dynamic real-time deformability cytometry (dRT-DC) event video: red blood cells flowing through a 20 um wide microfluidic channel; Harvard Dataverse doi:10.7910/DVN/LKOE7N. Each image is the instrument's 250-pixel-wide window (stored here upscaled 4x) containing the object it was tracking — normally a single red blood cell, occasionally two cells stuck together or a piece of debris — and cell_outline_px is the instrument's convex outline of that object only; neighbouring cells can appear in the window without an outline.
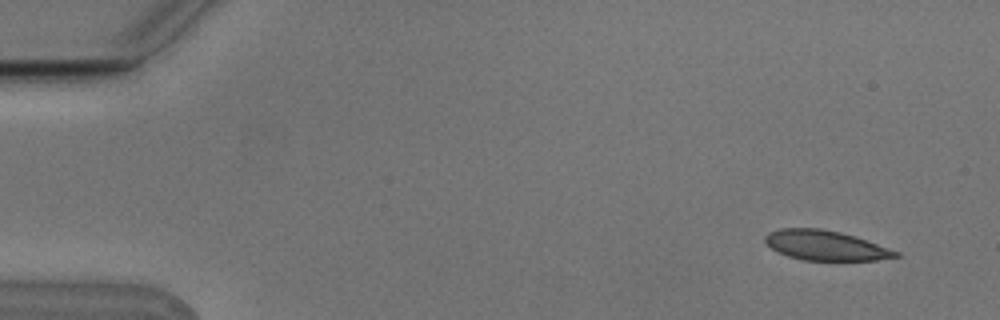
{"species": "Egyptian fruit bat (a non-hibernating species)", "species_latin": "Rousettus aegyptiacus", "temperature_condition": "cold", "stored_images_in_passage": 5, "camera_frame_rate_fps": 3000, "um_per_image_px": 0.085, "animal": {"sex": "male"}, "frame": {"image": 1, "passage_image": 1, "time_ms": 0.0, "image_size_px": [1000, 320], "cell_outline_px": [[900, 256], [876, 260], [804, 260], [788, 256], [776, 252], [764, 240], [764, 236], [768, 232], [780, 228], [820, 228], [840, 232], [856, 236], [900, 252]], "centroid_in_image_um": [70.15, 20.85], "position_along_channel_um": 14.8, "area_um2": 22.72}}
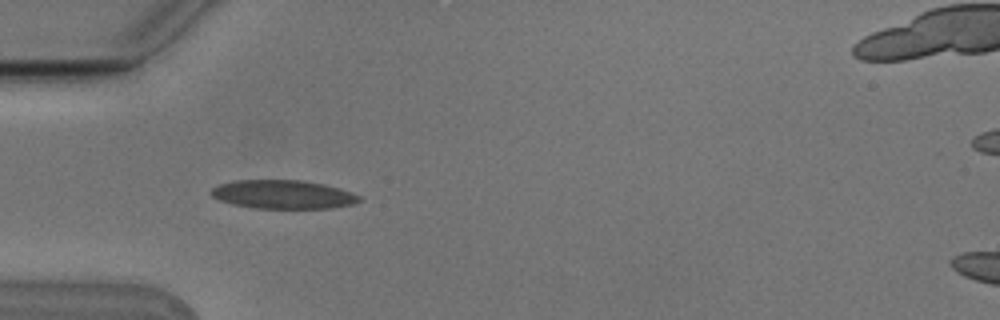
{"frame": {"image": 2, "passage_image": 4, "time_ms": 1.0, "image_size_px": [1000, 320], "cell_outline_px": [[360, 200], [352, 204], [332, 208], [252, 208], [232, 204], [220, 200], [212, 196], [208, 192], [216, 184], [232, 180], [300, 180], [324, 184], [340, 188], [360, 196]], "centroid_in_image_um": [23.99, 16.52], "position_along_channel_um": 61.0, "area_um2": 24.85}}